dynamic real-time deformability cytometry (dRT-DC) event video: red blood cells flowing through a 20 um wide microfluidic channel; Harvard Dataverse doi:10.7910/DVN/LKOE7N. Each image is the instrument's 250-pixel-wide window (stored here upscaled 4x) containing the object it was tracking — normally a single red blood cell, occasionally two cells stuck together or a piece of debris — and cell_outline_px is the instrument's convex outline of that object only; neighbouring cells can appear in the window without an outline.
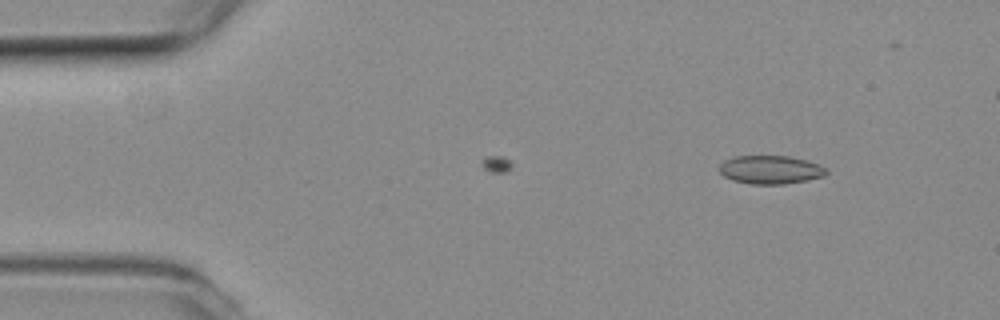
{"species": "common noctule bat (a hibernating species)", "species_latin": "Nyctalus noctula", "temperature_condition": "room temperature", "stored_images_in_passage": 45, "camera_frame_rate_fps": 3000, "um_per_image_px": 0.085, "animal": {"sex": "female", "body_mass_g": 19.3, "forearm_length_mm": 54.1}, "frame": {"image": 1, "passage_image": 1, "time_ms": 0.0, "image_size_px": [1000, 320], "cell_outline_px": [[828, 172], [824, 176], [808, 180], [784, 184], [752, 184], [732, 180], [724, 176], [720, 172], [720, 164], [724, 160], [736, 156], [788, 156], [808, 160], [828, 168]], "centroid_in_image_um": [65.52, 14.42], "position_along_channel_um": 19.5, "area_um2": 17.8}}
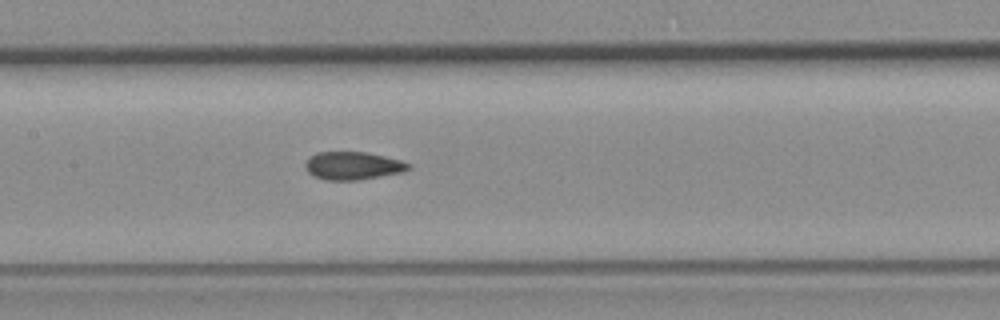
{"frame": {"image": 2, "passage_image": 20, "time_ms": 6.333, "image_size_px": [1000, 320], "cell_outline_px": [[412, 164], [404, 172], [356, 180], [324, 180], [312, 176], [308, 172], [304, 164], [316, 152], [364, 152], [384, 156], [400, 160]], "centroid_in_image_um": [29.98, 14.09], "position_along_channel_um": 177.4, "area_um2": 16.7}}
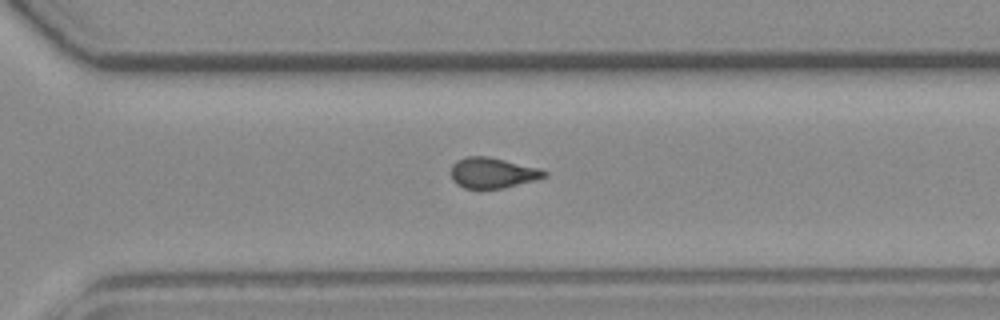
{"frame": {"image": 3, "passage_image": 32, "time_ms": 10.333, "image_size_px": [1000, 320], "cell_outline_px": [[548, 176], [536, 180], [504, 188], [464, 188], [456, 184], [452, 180], [452, 164], [456, 160], [464, 156], [488, 156], [540, 168], [548, 172]], "centroid_in_image_um": [41.88, 14.68], "position_along_channel_um": 328.7, "area_um2": 16.76}, "authors_computed_cell_mechanics": {"area_um2": 16.8776, "velocity_mm_per_s": 3.7929, "shape_relaxation_time_tau1_ms": null, "shape_relaxation_time_tau2_ms": 1.4968, "deformation_change_tau1": null, "deformation_change_tau2": 0.0814}}